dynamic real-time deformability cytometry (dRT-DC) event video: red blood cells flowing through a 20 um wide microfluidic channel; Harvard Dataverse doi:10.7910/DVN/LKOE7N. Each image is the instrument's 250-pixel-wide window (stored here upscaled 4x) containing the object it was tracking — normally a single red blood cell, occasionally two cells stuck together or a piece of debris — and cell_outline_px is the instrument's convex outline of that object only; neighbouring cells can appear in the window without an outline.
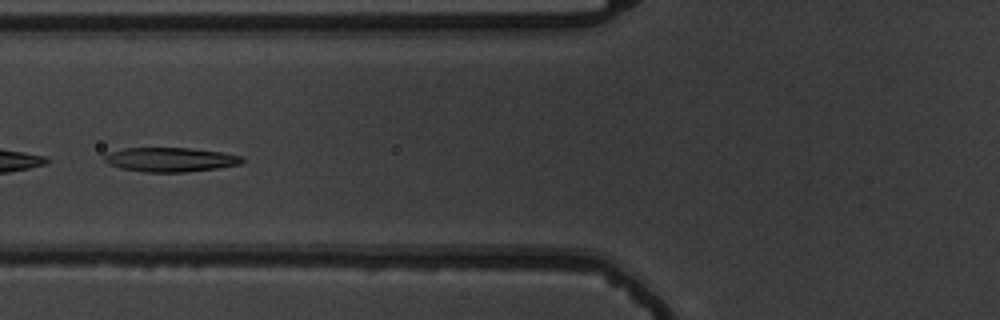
{"species": "common noctule bat (a hibernating species)", "species_latin": "Nyctalus noctula", "temperature_condition": "warm", "stored_images_in_passage": 9, "camera_frame_rate_fps": 3000, "um_per_image_px": 0.085, "animal": {"sex": "male", "body_mass_g": 19.5, "forearm_length_mm": 54.6}, "frame": {"image": 1, "passage_image": 4, "time_ms": 3.667, "image_size_px": [1000, 320], "cell_outline_px": [[244, 160], [240, 164], [216, 168], [184, 172], [144, 172], [120, 168], [108, 164], [104, 160], [104, 156], [108, 152], [124, 148], [188, 148], [224, 152], [244, 156]], "centroid_in_image_um": [14.48, 13.56], "position_along_channel_um": 111.3, "area_um2": 19.54}}
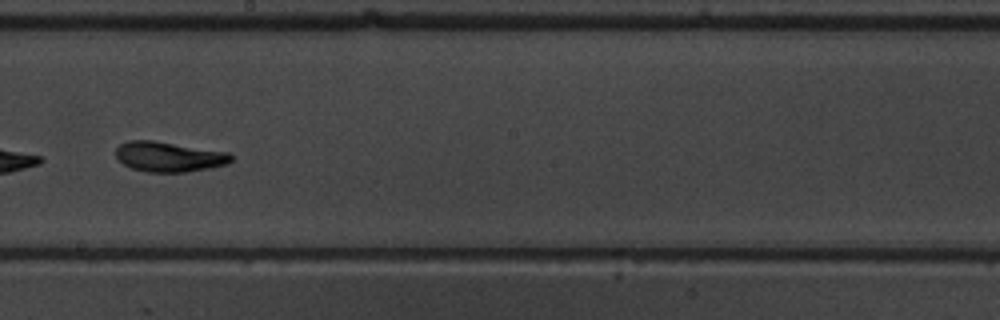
{"frame": {"image": 2, "passage_image": 7, "time_ms": 7.0, "image_size_px": [1000, 320], "cell_outline_px": [[232, 160], [228, 164], [208, 168], [184, 172], [148, 172], [132, 168], [116, 160], [116, 148], [120, 144], [128, 140], [152, 140], [228, 152], [232, 156]], "centroid_in_image_um": [14.33, 13.32], "position_along_channel_um": 233.9, "area_um2": 20.17}}
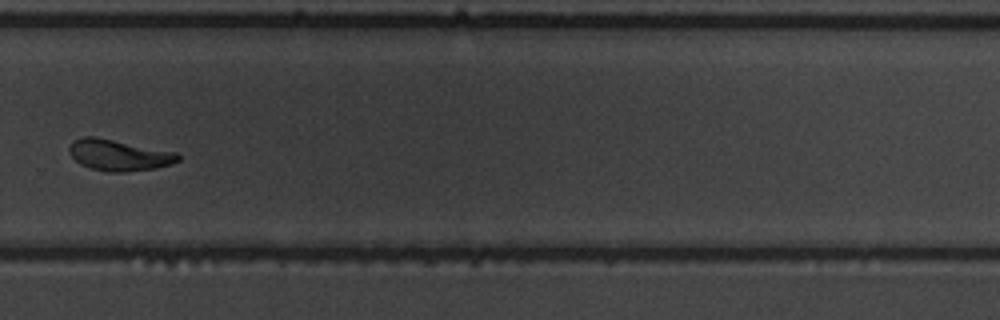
{"frame": {"image": 3, "passage_image": 9, "time_ms": 9.333, "image_size_px": [1000, 320], "cell_outline_px": [[180, 160], [172, 164], [156, 168], [124, 172], [112, 172], [92, 168], [80, 164], [68, 152], [68, 148], [72, 140], [84, 136], [96, 136], [176, 152], [180, 156]], "centroid_in_image_um": [10.1, 13.17], "position_along_channel_um": 319.7, "area_um2": 19.83}}